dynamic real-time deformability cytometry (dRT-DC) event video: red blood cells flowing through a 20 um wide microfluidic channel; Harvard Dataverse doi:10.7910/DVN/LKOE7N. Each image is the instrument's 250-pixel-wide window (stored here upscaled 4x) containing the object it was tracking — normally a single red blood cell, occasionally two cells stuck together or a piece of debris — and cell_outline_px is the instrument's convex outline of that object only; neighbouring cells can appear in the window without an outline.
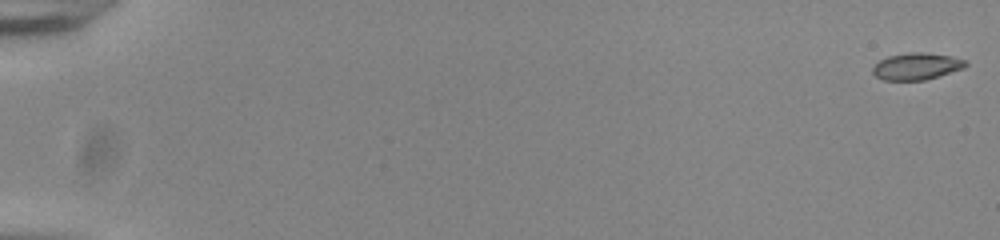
{"species": "common noctule bat (a hibernating species)", "species_latin": "Nyctalus noctula", "temperature_condition": "room temperature", "stored_images_in_passage": 55, "camera_frame_rate_fps": 3000, "um_per_image_px": 0.085, "animal": {"sex": "male", "body_mass_g": 20.0, "forearm_length_mm": 53.3}, "frame": {"image": 1, "passage_image": 1, "time_ms": 0.0, "image_size_px": [1000, 240], "cell_outline_px": [[968, 64], [964, 68], [924, 80], [884, 80], [876, 76], [872, 72], [872, 68], [880, 60], [888, 56], [912, 52], [924, 52], [952, 56], [968, 60]], "centroid_in_image_um": [77.94, 5.63], "position_along_channel_um": 7.1, "area_um2": 14.51}}
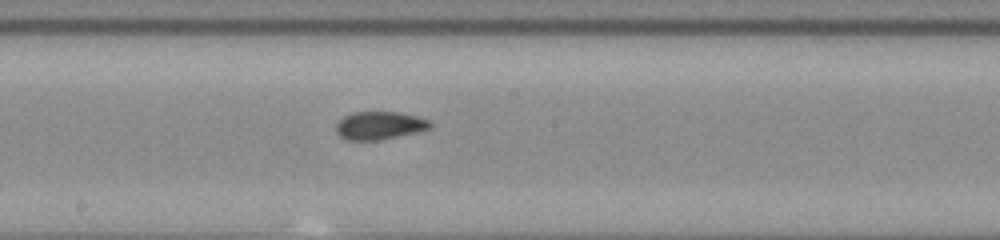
{"frame": {"image": 2, "passage_image": 32, "time_ms": 10.333, "image_size_px": [1000, 240], "cell_outline_px": [[432, 128], [416, 132], [380, 140], [344, 140], [336, 132], [336, 124], [344, 116], [352, 112], [396, 112], [416, 116], [432, 120]], "centroid_in_image_um": [32.27, 10.67], "position_along_channel_um": 215.9, "area_um2": 15.43}}
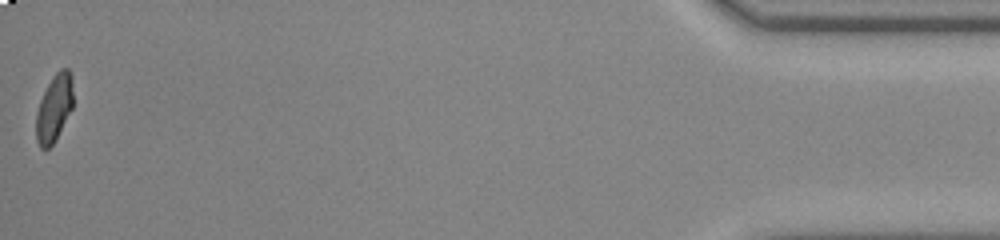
{"frame": {"image": 3, "passage_image": 55, "time_ms": 18.0, "image_size_px": [1000, 240], "cell_outline_px": [[72, 108], [56, 140], [48, 148], [40, 148], [36, 140], [36, 112], [40, 100], [52, 76], [60, 68], [68, 68], [72, 76]], "centroid_in_image_um": [4.6, 9.18], "position_along_channel_um": 430.6, "area_um2": 14.51}, "authors_computed_cell_mechanics": {"area_um2": 15.3748, "velocity_mm_per_s": 3.8945, "shape_relaxation_time_tau1_ms": null, "shape_relaxation_time_tau2_ms": 0.8505, "deformation_change_tau1": null, "deformation_change_tau2": 0.0438}}